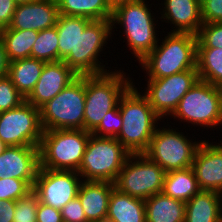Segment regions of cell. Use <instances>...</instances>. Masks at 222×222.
Listing matches in <instances>:
<instances>
[{
	"label": "cell",
	"mask_w": 222,
	"mask_h": 222,
	"mask_svg": "<svg viewBox=\"0 0 222 222\" xmlns=\"http://www.w3.org/2000/svg\"><path fill=\"white\" fill-rule=\"evenodd\" d=\"M6 147H7V146L5 145V143L0 140V154L3 153V151L5 150Z\"/></svg>",
	"instance_id": "obj_43"
},
{
	"label": "cell",
	"mask_w": 222,
	"mask_h": 222,
	"mask_svg": "<svg viewBox=\"0 0 222 222\" xmlns=\"http://www.w3.org/2000/svg\"><path fill=\"white\" fill-rule=\"evenodd\" d=\"M147 87L142 93L155 113L168 119L176 110L179 101L199 80L197 69L186 70L163 78H147Z\"/></svg>",
	"instance_id": "obj_12"
},
{
	"label": "cell",
	"mask_w": 222,
	"mask_h": 222,
	"mask_svg": "<svg viewBox=\"0 0 222 222\" xmlns=\"http://www.w3.org/2000/svg\"><path fill=\"white\" fill-rule=\"evenodd\" d=\"M196 68L199 80L215 86L222 84V48H197Z\"/></svg>",
	"instance_id": "obj_29"
},
{
	"label": "cell",
	"mask_w": 222,
	"mask_h": 222,
	"mask_svg": "<svg viewBox=\"0 0 222 222\" xmlns=\"http://www.w3.org/2000/svg\"><path fill=\"white\" fill-rule=\"evenodd\" d=\"M82 177L76 171L50 170L40 168L37 172L33 191L39 202L61 210L77 197Z\"/></svg>",
	"instance_id": "obj_14"
},
{
	"label": "cell",
	"mask_w": 222,
	"mask_h": 222,
	"mask_svg": "<svg viewBox=\"0 0 222 222\" xmlns=\"http://www.w3.org/2000/svg\"><path fill=\"white\" fill-rule=\"evenodd\" d=\"M129 156L116 138L91 134L78 173L83 181L114 183Z\"/></svg>",
	"instance_id": "obj_7"
},
{
	"label": "cell",
	"mask_w": 222,
	"mask_h": 222,
	"mask_svg": "<svg viewBox=\"0 0 222 222\" xmlns=\"http://www.w3.org/2000/svg\"><path fill=\"white\" fill-rule=\"evenodd\" d=\"M106 222H146L145 201L113 188Z\"/></svg>",
	"instance_id": "obj_23"
},
{
	"label": "cell",
	"mask_w": 222,
	"mask_h": 222,
	"mask_svg": "<svg viewBox=\"0 0 222 222\" xmlns=\"http://www.w3.org/2000/svg\"><path fill=\"white\" fill-rule=\"evenodd\" d=\"M59 16L56 0H34L17 4L11 24L5 29L42 31L52 28Z\"/></svg>",
	"instance_id": "obj_18"
},
{
	"label": "cell",
	"mask_w": 222,
	"mask_h": 222,
	"mask_svg": "<svg viewBox=\"0 0 222 222\" xmlns=\"http://www.w3.org/2000/svg\"><path fill=\"white\" fill-rule=\"evenodd\" d=\"M111 19L92 20L78 36L77 75H95L110 71L98 59L112 40ZM109 38V39H108ZM101 52V53H100ZM103 64V65H102Z\"/></svg>",
	"instance_id": "obj_13"
},
{
	"label": "cell",
	"mask_w": 222,
	"mask_h": 222,
	"mask_svg": "<svg viewBox=\"0 0 222 222\" xmlns=\"http://www.w3.org/2000/svg\"><path fill=\"white\" fill-rule=\"evenodd\" d=\"M78 75L63 61L47 62L34 89L25 101L40 108L59 94Z\"/></svg>",
	"instance_id": "obj_17"
},
{
	"label": "cell",
	"mask_w": 222,
	"mask_h": 222,
	"mask_svg": "<svg viewBox=\"0 0 222 222\" xmlns=\"http://www.w3.org/2000/svg\"><path fill=\"white\" fill-rule=\"evenodd\" d=\"M90 135L91 132L81 129L43 131L40 168L78 172Z\"/></svg>",
	"instance_id": "obj_5"
},
{
	"label": "cell",
	"mask_w": 222,
	"mask_h": 222,
	"mask_svg": "<svg viewBox=\"0 0 222 222\" xmlns=\"http://www.w3.org/2000/svg\"><path fill=\"white\" fill-rule=\"evenodd\" d=\"M84 107L85 75L77 76L59 94L39 108L43 131L84 130Z\"/></svg>",
	"instance_id": "obj_6"
},
{
	"label": "cell",
	"mask_w": 222,
	"mask_h": 222,
	"mask_svg": "<svg viewBox=\"0 0 222 222\" xmlns=\"http://www.w3.org/2000/svg\"><path fill=\"white\" fill-rule=\"evenodd\" d=\"M91 21L86 17L59 14L55 25L59 39V61L66 63L76 74L78 36Z\"/></svg>",
	"instance_id": "obj_20"
},
{
	"label": "cell",
	"mask_w": 222,
	"mask_h": 222,
	"mask_svg": "<svg viewBox=\"0 0 222 222\" xmlns=\"http://www.w3.org/2000/svg\"><path fill=\"white\" fill-rule=\"evenodd\" d=\"M38 37L35 30H0V38L3 41L8 61L30 58L31 49Z\"/></svg>",
	"instance_id": "obj_27"
},
{
	"label": "cell",
	"mask_w": 222,
	"mask_h": 222,
	"mask_svg": "<svg viewBox=\"0 0 222 222\" xmlns=\"http://www.w3.org/2000/svg\"><path fill=\"white\" fill-rule=\"evenodd\" d=\"M197 37V48H222V22L203 23Z\"/></svg>",
	"instance_id": "obj_33"
},
{
	"label": "cell",
	"mask_w": 222,
	"mask_h": 222,
	"mask_svg": "<svg viewBox=\"0 0 222 222\" xmlns=\"http://www.w3.org/2000/svg\"><path fill=\"white\" fill-rule=\"evenodd\" d=\"M201 189L192 167L166 173L162 192L183 202L189 201Z\"/></svg>",
	"instance_id": "obj_26"
},
{
	"label": "cell",
	"mask_w": 222,
	"mask_h": 222,
	"mask_svg": "<svg viewBox=\"0 0 222 222\" xmlns=\"http://www.w3.org/2000/svg\"><path fill=\"white\" fill-rule=\"evenodd\" d=\"M16 4L28 3L34 0H14Z\"/></svg>",
	"instance_id": "obj_44"
},
{
	"label": "cell",
	"mask_w": 222,
	"mask_h": 222,
	"mask_svg": "<svg viewBox=\"0 0 222 222\" xmlns=\"http://www.w3.org/2000/svg\"><path fill=\"white\" fill-rule=\"evenodd\" d=\"M114 70V71H112ZM128 76V77H127ZM123 70L85 75L84 130L93 132L106 113L114 109L133 80Z\"/></svg>",
	"instance_id": "obj_4"
},
{
	"label": "cell",
	"mask_w": 222,
	"mask_h": 222,
	"mask_svg": "<svg viewBox=\"0 0 222 222\" xmlns=\"http://www.w3.org/2000/svg\"><path fill=\"white\" fill-rule=\"evenodd\" d=\"M147 0H132L118 6L112 11L111 25L114 33L116 25L122 28L125 41L131 54L140 62L158 44L159 34L156 27L159 26L156 13L151 10ZM153 12V13H151ZM155 14V15H154ZM156 20V21H155ZM127 40V41H126Z\"/></svg>",
	"instance_id": "obj_2"
},
{
	"label": "cell",
	"mask_w": 222,
	"mask_h": 222,
	"mask_svg": "<svg viewBox=\"0 0 222 222\" xmlns=\"http://www.w3.org/2000/svg\"><path fill=\"white\" fill-rule=\"evenodd\" d=\"M38 195L32 190L16 201L13 222H37Z\"/></svg>",
	"instance_id": "obj_31"
},
{
	"label": "cell",
	"mask_w": 222,
	"mask_h": 222,
	"mask_svg": "<svg viewBox=\"0 0 222 222\" xmlns=\"http://www.w3.org/2000/svg\"><path fill=\"white\" fill-rule=\"evenodd\" d=\"M58 40L59 39L56 26L39 31L38 37L31 49L30 58L39 59L46 63L58 62Z\"/></svg>",
	"instance_id": "obj_30"
},
{
	"label": "cell",
	"mask_w": 222,
	"mask_h": 222,
	"mask_svg": "<svg viewBox=\"0 0 222 222\" xmlns=\"http://www.w3.org/2000/svg\"><path fill=\"white\" fill-rule=\"evenodd\" d=\"M15 206V200H0V222H13Z\"/></svg>",
	"instance_id": "obj_40"
},
{
	"label": "cell",
	"mask_w": 222,
	"mask_h": 222,
	"mask_svg": "<svg viewBox=\"0 0 222 222\" xmlns=\"http://www.w3.org/2000/svg\"><path fill=\"white\" fill-rule=\"evenodd\" d=\"M145 201L146 222H184L186 203L157 193Z\"/></svg>",
	"instance_id": "obj_24"
},
{
	"label": "cell",
	"mask_w": 222,
	"mask_h": 222,
	"mask_svg": "<svg viewBox=\"0 0 222 222\" xmlns=\"http://www.w3.org/2000/svg\"><path fill=\"white\" fill-rule=\"evenodd\" d=\"M39 167V147L7 146L0 154V179L25 180L33 188Z\"/></svg>",
	"instance_id": "obj_16"
},
{
	"label": "cell",
	"mask_w": 222,
	"mask_h": 222,
	"mask_svg": "<svg viewBox=\"0 0 222 222\" xmlns=\"http://www.w3.org/2000/svg\"><path fill=\"white\" fill-rule=\"evenodd\" d=\"M16 5L14 0H0V30L11 24Z\"/></svg>",
	"instance_id": "obj_39"
},
{
	"label": "cell",
	"mask_w": 222,
	"mask_h": 222,
	"mask_svg": "<svg viewBox=\"0 0 222 222\" xmlns=\"http://www.w3.org/2000/svg\"><path fill=\"white\" fill-rule=\"evenodd\" d=\"M37 222H62L61 211L55 209L51 206H47L43 203H38L37 206V214H36Z\"/></svg>",
	"instance_id": "obj_38"
},
{
	"label": "cell",
	"mask_w": 222,
	"mask_h": 222,
	"mask_svg": "<svg viewBox=\"0 0 222 222\" xmlns=\"http://www.w3.org/2000/svg\"><path fill=\"white\" fill-rule=\"evenodd\" d=\"M200 4L202 3V2H204L205 0H197Z\"/></svg>",
	"instance_id": "obj_46"
},
{
	"label": "cell",
	"mask_w": 222,
	"mask_h": 222,
	"mask_svg": "<svg viewBox=\"0 0 222 222\" xmlns=\"http://www.w3.org/2000/svg\"><path fill=\"white\" fill-rule=\"evenodd\" d=\"M122 125L123 121L118 103L114 109L106 113L99 126L91 134L99 137L116 138L121 131Z\"/></svg>",
	"instance_id": "obj_35"
},
{
	"label": "cell",
	"mask_w": 222,
	"mask_h": 222,
	"mask_svg": "<svg viewBox=\"0 0 222 222\" xmlns=\"http://www.w3.org/2000/svg\"><path fill=\"white\" fill-rule=\"evenodd\" d=\"M33 188L25 181L16 178L0 179V200H15L25 197Z\"/></svg>",
	"instance_id": "obj_34"
},
{
	"label": "cell",
	"mask_w": 222,
	"mask_h": 222,
	"mask_svg": "<svg viewBox=\"0 0 222 222\" xmlns=\"http://www.w3.org/2000/svg\"><path fill=\"white\" fill-rule=\"evenodd\" d=\"M119 110L123 125L116 139L130 154L144 153L161 119L133 83L121 96Z\"/></svg>",
	"instance_id": "obj_1"
},
{
	"label": "cell",
	"mask_w": 222,
	"mask_h": 222,
	"mask_svg": "<svg viewBox=\"0 0 222 222\" xmlns=\"http://www.w3.org/2000/svg\"><path fill=\"white\" fill-rule=\"evenodd\" d=\"M59 14L81 16L91 20H107L112 10L105 0H56Z\"/></svg>",
	"instance_id": "obj_28"
},
{
	"label": "cell",
	"mask_w": 222,
	"mask_h": 222,
	"mask_svg": "<svg viewBox=\"0 0 222 222\" xmlns=\"http://www.w3.org/2000/svg\"><path fill=\"white\" fill-rule=\"evenodd\" d=\"M157 127L148 149L143 153L166 172L192 167L194 157L202 140L192 141L183 132L163 126ZM165 127V128H164ZM178 132H177V131Z\"/></svg>",
	"instance_id": "obj_9"
},
{
	"label": "cell",
	"mask_w": 222,
	"mask_h": 222,
	"mask_svg": "<svg viewBox=\"0 0 222 222\" xmlns=\"http://www.w3.org/2000/svg\"><path fill=\"white\" fill-rule=\"evenodd\" d=\"M60 211L65 222H89L78 197L69 201Z\"/></svg>",
	"instance_id": "obj_37"
},
{
	"label": "cell",
	"mask_w": 222,
	"mask_h": 222,
	"mask_svg": "<svg viewBox=\"0 0 222 222\" xmlns=\"http://www.w3.org/2000/svg\"><path fill=\"white\" fill-rule=\"evenodd\" d=\"M222 194L200 190L186 202L184 222H221Z\"/></svg>",
	"instance_id": "obj_22"
},
{
	"label": "cell",
	"mask_w": 222,
	"mask_h": 222,
	"mask_svg": "<svg viewBox=\"0 0 222 222\" xmlns=\"http://www.w3.org/2000/svg\"><path fill=\"white\" fill-rule=\"evenodd\" d=\"M24 101L8 76L0 78V113L19 107Z\"/></svg>",
	"instance_id": "obj_32"
},
{
	"label": "cell",
	"mask_w": 222,
	"mask_h": 222,
	"mask_svg": "<svg viewBox=\"0 0 222 222\" xmlns=\"http://www.w3.org/2000/svg\"><path fill=\"white\" fill-rule=\"evenodd\" d=\"M45 63L34 58L17 59L9 62L8 77L25 98L34 89Z\"/></svg>",
	"instance_id": "obj_25"
},
{
	"label": "cell",
	"mask_w": 222,
	"mask_h": 222,
	"mask_svg": "<svg viewBox=\"0 0 222 222\" xmlns=\"http://www.w3.org/2000/svg\"><path fill=\"white\" fill-rule=\"evenodd\" d=\"M9 61L3 41L0 38V78L8 76Z\"/></svg>",
	"instance_id": "obj_41"
},
{
	"label": "cell",
	"mask_w": 222,
	"mask_h": 222,
	"mask_svg": "<svg viewBox=\"0 0 222 222\" xmlns=\"http://www.w3.org/2000/svg\"><path fill=\"white\" fill-rule=\"evenodd\" d=\"M170 117L204 129L222 126V98L219 86L198 80L182 97Z\"/></svg>",
	"instance_id": "obj_8"
},
{
	"label": "cell",
	"mask_w": 222,
	"mask_h": 222,
	"mask_svg": "<svg viewBox=\"0 0 222 222\" xmlns=\"http://www.w3.org/2000/svg\"><path fill=\"white\" fill-rule=\"evenodd\" d=\"M43 135L40 109L24 101L0 113V140L6 146L39 147Z\"/></svg>",
	"instance_id": "obj_11"
},
{
	"label": "cell",
	"mask_w": 222,
	"mask_h": 222,
	"mask_svg": "<svg viewBox=\"0 0 222 222\" xmlns=\"http://www.w3.org/2000/svg\"><path fill=\"white\" fill-rule=\"evenodd\" d=\"M105 1L106 4L109 6V8L113 11L118 6L123 5L132 0H105Z\"/></svg>",
	"instance_id": "obj_42"
},
{
	"label": "cell",
	"mask_w": 222,
	"mask_h": 222,
	"mask_svg": "<svg viewBox=\"0 0 222 222\" xmlns=\"http://www.w3.org/2000/svg\"><path fill=\"white\" fill-rule=\"evenodd\" d=\"M166 171L145 154H130L114 182L115 188L143 200L162 192Z\"/></svg>",
	"instance_id": "obj_10"
},
{
	"label": "cell",
	"mask_w": 222,
	"mask_h": 222,
	"mask_svg": "<svg viewBox=\"0 0 222 222\" xmlns=\"http://www.w3.org/2000/svg\"><path fill=\"white\" fill-rule=\"evenodd\" d=\"M219 89H220V92H221V98H222V84L219 85Z\"/></svg>",
	"instance_id": "obj_45"
},
{
	"label": "cell",
	"mask_w": 222,
	"mask_h": 222,
	"mask_svg": "<svg viewBox=\"0 0 222 222\" xmlns=\"http://www.w3.org/2000/svg\"><path fill=\"white\" fill-rule=\"evenodd\" d=\"M192 169L201 190L222 194V141L209 143V140H202Z\"/></svg>",
	"instance_id": "obj_15"
},
{
	"label": "cell",
	"mask_w": 222,
	"mask_h": 222,
	"mask_svg": "<svg viewBox=\"0 0 222 222\" xmlns=\"http://www.w3.org/2000/svg\"><path fill=\"white\" fill-rule=\"evenodd\" d=\"M161 14L158 18L170 23V32L197 34L203 24L201 4L197 0H164ZM164 6V7H163ZM174 25V26H173Z\"/></svg>",
	"instance_id": "obj_19"
},
{
	"label": "cell",
	"mask_w": 222,
	"mask_h": 222,
	"mask_svg": "<svg viewBox=\"0 0 222 222\" xmlns=\"http://www.w3.org/2000/svg\"><path fill=\"white\" fill-rule=\"evenodd\" d=\"M203 23L222 22V0H205L201 3Z\"/></svg>",
	"instance_id": "obj_36"
},
{
	"label": "cell",
	"mask_w": 222,
	"mask_h": 222,
	"mask_svg": "<svg viewBox=\"0 0 222 222\" xmlns=\"http://www.w3.org/2000/svg\"><path fill=\"white\" fill-rule=\"evenodd\" d=\"M114 187V183L108 181L81 182L77 197L89 222H106L109 200Z\"/></svg>",
	"instance_id": "obj_21"
},
{
	"label": "cell",
	"mask_w": 222,
	"mask_h": 222,
	"mask_svg": "<svg viewBox=\"0 0 222 222\" xmlns=\"http://www.w3.org/2000/svg\"><path fill=\"white\" fill-rule=\"evenodd\" d=\"M139 65L148 78H163L196 68L197 37L192 33L169 32Z\"/></svg>",
	"instance_id": "obj_3"
}]
</instances>
